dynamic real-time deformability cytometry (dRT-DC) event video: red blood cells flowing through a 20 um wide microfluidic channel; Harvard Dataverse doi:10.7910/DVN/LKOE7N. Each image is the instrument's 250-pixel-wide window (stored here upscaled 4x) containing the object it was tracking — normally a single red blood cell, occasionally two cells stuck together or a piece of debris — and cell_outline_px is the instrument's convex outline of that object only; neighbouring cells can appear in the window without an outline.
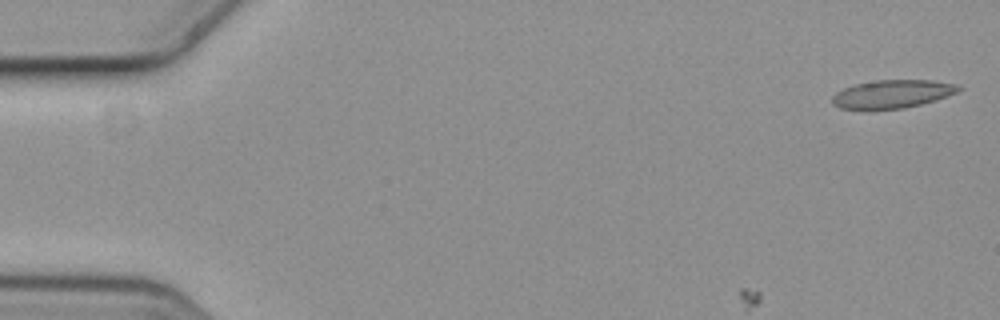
{"species": "common noctule bat (a hibernating species)", "species_latin": "Nyctalus noctula", "temperature_condition": "cold", "stored_images_in_passage": 6, "camera_frame_rate_fps": 3000, "um_per_image_px": 0.085, "animal": {"sex": "female", "body_mass_g": 19.3, "forearm_length_mm": 54.1}, "frame": {"image": 1, "passage_image": 1, "time_ms": 0.0, "image_size_px": [1000, 320], "cell_outline_px": [[964, 88], [956, 92], [936, 100], [904, 108], [840, 108], [832, 104], [832, 96], [836, 92], [844, 88], [856, 84], [876, 80], [932, 80], [956, 84]], "centroid_in_image_um": [75.86, 7.97], "position_along_channel_um": 9.1, "area_um2": 20.4}}